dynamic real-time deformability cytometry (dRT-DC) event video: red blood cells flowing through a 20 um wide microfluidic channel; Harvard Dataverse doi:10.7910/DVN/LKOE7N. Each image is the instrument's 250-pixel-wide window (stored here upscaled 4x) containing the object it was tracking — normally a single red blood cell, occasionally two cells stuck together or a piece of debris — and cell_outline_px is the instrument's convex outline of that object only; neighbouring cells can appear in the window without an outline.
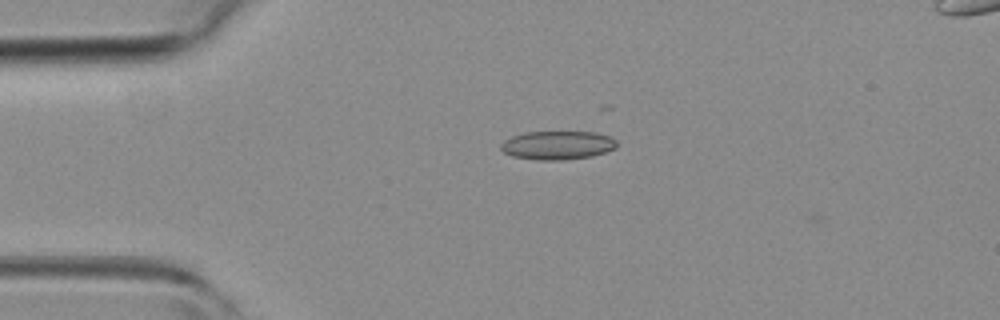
{"species": "common noctule bat (a hibernating species)", "species_latin": "Nyctalus noctula", "temperature_condition": "room temperature", "stored_images_in_passage": 4, "camera_frame_rate_fps": 3000, "um_per_image_px": 0.085, "animal": {"sex": "female", "body_mass_g": 19.3, "forearm_length_mm": 54.1}, "frame": {"image": 1, "passage_image": 3, "time_ms": 2.667, "image_size_px": [1000, 320], "cell_outline_px": [[616, 148], [592, 156], [564, 160], [540, 160], [512, 156], [504, 152], [500, 148], [500, 144], [504, 140], [512, 136], [528, 132], [596, 132], [608, 136], [616, 140]], "centroid_in_image_um": [47.38, 12.34], "position_along_channel_um": 37.6, "area_um2": 19.25}}